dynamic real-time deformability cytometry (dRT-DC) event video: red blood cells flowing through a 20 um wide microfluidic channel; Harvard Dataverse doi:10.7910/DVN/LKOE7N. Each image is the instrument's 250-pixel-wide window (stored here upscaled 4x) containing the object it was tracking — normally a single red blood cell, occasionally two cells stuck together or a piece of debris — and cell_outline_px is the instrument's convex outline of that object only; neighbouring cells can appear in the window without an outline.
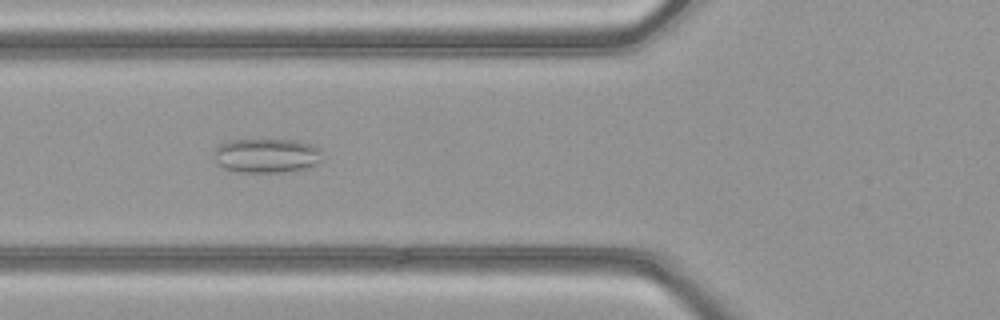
{"species": "common noctule bat (a hibernating species)", "species_latin": "Nyctalus noctula", "temperature_condition": "warm", "stored_images_in_passage": 50, "camera_frame_rate_fps": 3000, "um_per_image_px": 0.085, "animal": {"sex": "female", "body_mass_g": 21.9}, "frame": {"image": 1, "passage_image": 19, "time_ms": 6.0, "image_size_px": [1000, 320], "cell_outline_px": [[324, 160], [308, 168], [296, 172], [236, 172], [224, 168], [216, 164], [212, 152], [220, 144], [228, 140], [296, 140], [312, 144], [320, 148]], "centroid_in_image_um": [22.69, 13.24], "position_along_channel_um": 103.1, "area_um2": 22.31}}
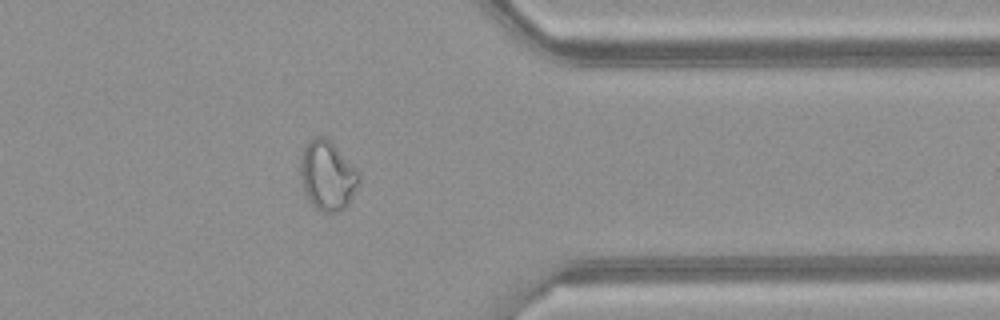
{"frame": {"image": 2, "passage_image": 40, "time_ms": 13.0, "image_size_px": [1000, 320], "cell_outline_px": [[360, 180], [348, 204], [344, 208], [336, 212], [320, 212], [308, 200], [304, 192], [300, 172], [300, 160], [304, 144], [316, 136], [324, 136], [360, 172]], "centroid_in_image_um": [27.81, 14.93], "position_along_channel_um": 383.6, "area_um2": 23.58}}
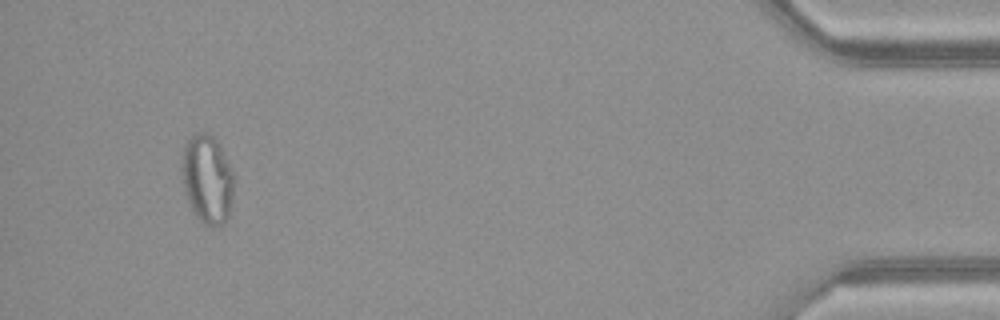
{"frame": {"image": 3, "passage_image": 47, "time_ms": 15.333, "image_size_px": [1000, 320], "cell_outline_px": [[232, 196], [228, 216], [224, 224], [204, 224], [192, 212], [184, 188], [184, 144], [196, 132], [204, 132], [212, 136], [220, 144], [232, 168]], "centroid_in_image_um": [17.64, 15.21], "position_along_channel_um": 417.6, "area_um2": 26.18}, "authors_computed_cell_mechanics": {"area_um2": 24.9407, "velocity_mm_per_s": 4.1745, "shape_relaxation_time_tau1_ms": null, "shape_relaxation_time_tau2_ms": 2.5083, "deformation_change_tau1": null, "deformation_change_tau2": 0.0958}}